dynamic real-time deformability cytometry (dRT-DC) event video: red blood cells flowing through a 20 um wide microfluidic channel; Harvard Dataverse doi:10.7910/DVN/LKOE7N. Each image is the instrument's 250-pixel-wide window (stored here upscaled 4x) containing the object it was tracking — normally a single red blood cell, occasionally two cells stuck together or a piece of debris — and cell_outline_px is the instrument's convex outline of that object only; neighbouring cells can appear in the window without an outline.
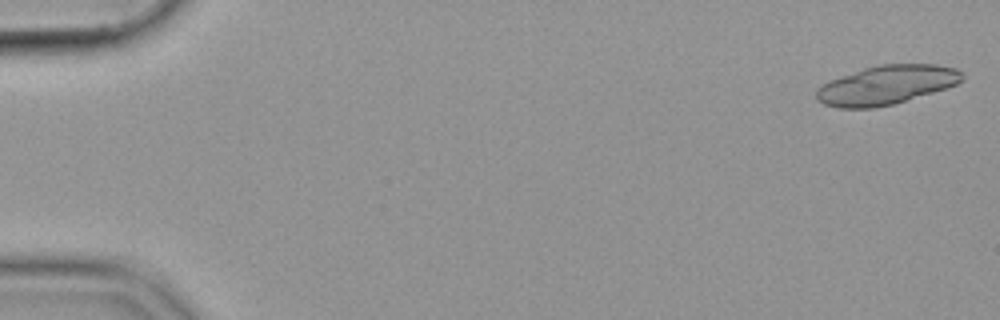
{"species": "common noctule bat (a hibernating species)", "species_latin": "Nyctalus noctula", "temperature_condition": "cold", "stored_images_in_passage": 21, "camera_frame_rate_fps": 3000, "um_per_image_px": 0.085, "animal": {"sex": "female", "body_mass_g": 19.9}, "frame": {"image": 1, "passage_image": 2, "time_ms": 0.333, "image_size_px": [1000, 320], "cell_outline_px": [[964, 76], [956, 84], [932, 92], [892, 104], [872, 108], [840, 108], [824, 104], [816, 100], [816, 88], [832, 80], [864, 68], [880, 64], [936, 64], [956, 68]], "centroid_in_image_um": [75.32, 7.22], "position_along_channel_um": 9.7, "area_um2": 32.6}}